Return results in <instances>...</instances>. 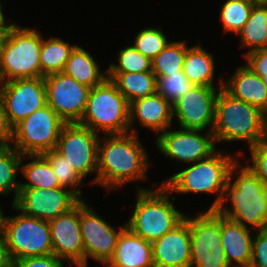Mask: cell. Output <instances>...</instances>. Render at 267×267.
<instances>
[{
    "label": "cell",
    "mask_w": 267,
    "mask_h": 267,
    "mask_svg": "<svg viewBox=\"0 0 267 267\" xmlns=\"http://www.w3.org/2000/svg\"><path fill=\"white\" fill-rule=\"evenodd\" d=\"M107 136L103 144L101 139L98 142L97 185L106 187L108 192L130 181L146 180L151 164L138 135L129 132Z\"/></svg>",
    "instance_id": "1"
},
{
    "label": "cell",
    "mask_w": 267,
    "mask_h": 267,
    "mask_svg": "<svg viewBox=\"0 0 267 267\" xmlns=\"http://www.w3.org/2000/svg\"><path fill=\"white\" fill-rule=\"evenodd\" d=\"M240 161L230 169L220 205L215 209L222 216L242 224L245 228L263 230L267 228V186L247 166ZM238 174L237 178L235 174ZM235 181H234V180ZM233 180V182H232ZM229 199V200H228ZM231 201L232 207L224 206Z\"/></svg>",
    "instance_id": "2"
},
{
    "label": "cell",
    "mask_w": 267,
    "mask_h": 267,
    "mask_svg": "<svg viewBox=\"0 0 267 267\" xmlns=\"http://www.w3.org/2000/svg\"><path fill=\"white\" fill-rule=\"evenodd\" d=\"M215 104L213 135L217 142L248 141L249 146L267 138V114L260 108L236 99L223 89V79Z\"/></svg>",
    "instance_id": "3"
},
{
    "label": "cell",
    "mask_w": 267,
    "mask_h": 267,
    "mask_svg": "<svg viewBox=\"0 0 267 267\" xmlns=\"http://www.w3.org/2000/svg\"><path fill=\"white\" fill-rule=\"evenodd\" d=\"M42 36L12 23L0 33V83L41 77Z\"/></svg>",
    "instance_id": "4"
},
{
    "label": "cell",
    "mask_w": 267,
    "mask_h": 267,
    "mask_svg": "<svg viewBox=\"0 0 267 267\" xmlns=\"http://www.w3.org/2000/svg\"><path fill=\"white\" fill-rule=\"evenodd\" d=\"M221 152L218 149L210 157L192 163L193 165L170 176L162 184L170 194L172 192L215 193L217 198L209 208V210H215L222 201L229 181L230 169L238 161L234 156Z\"/></svg>",
    "instance_id": "5"
},
{
    "label": "cell",
    "mask_w": 267,
    "mask_h": 267,
    "mask_svg": "<svg viewBox=\"0 0 267 267\" xmlns=\"http://www.w3.org/2000/svg\"><path fill=\"white\" fill-rule=\"evenodd\" d=\"M158 189L137 187V202L126 227L143 239L153 242L171 231L185 215L170 201V191L161 183Z\"/></svg>",
    "instance_id": "6"
},
{
    "label": "cell",
    "mask_w": 267,
    "mask_h": 267,
    "mask_svg": "<svg viewBox=\"0 0 267 267\" xmlns=\"http://www.w3.org/2000/svg\"><path fill=\"white\" fill-rule=\"evenodd\" d=\"M79 124L106 135L130 132V103L116 85L106 78L90 89L85 112ZM100 130V131H98Z\"/></svg>",
    "instance_id": "7"
},
{
    "label": "cell",
    "mask_w": 267,
    "mask_h": 267,
    "mask_svg": "<svg viewBox=\"0 0 267 267\" xmlns=\"http://www.w3.org/2000/svg\"><path fill=\"white\" fill-rule=\"evenodd\" d=\"M4 238L11 262L53 254L48 221L23 213L5 217Z\"/></svg>",
    "instance_id": "8"
},
{
    "label": "cell",
    "mask_w": 267,
    "mask_h": 267,
    "mask_svg": "<svg viewBox=\"0 0 267 267\" xmlns=\"http://www.w3.org/2000/svg\"><path fill=\"white\" fill-rule=\"evenodd\" d=\"M64 121L48 106L36 110L13 127L12 147L22 155L55 149Z\"/></svg>",
    "instance_id": "9"
},
{
    "label": "cell",
    "mask_w": 267,
    "mask_h": 267,
    "mask_svg": "<svg viewBox=\"0 0 267 267\" xmlns=\"http://www.w3.org/2000/svg\"><path fill=\"white\" fill-rule=\"evenodd\" d=\"M190 267H231L221 243V214L207 209L190 218Z\"/></svg>",
    "instance_id": "10"
},
{
    "label": "cell",
    "mask_w": 267,
    "mask_h": 267,
    "mask_svg": "<svg viewBox=\"0 0 267 267\" xmlns=\"http://www.w3.org/2000/svg\"><path fill=\"white\" fill-rule=\"evenodd\" d=\"M98 134L79 123H65L55 150L64 156L74 171L83 179L96 172L92 184H97Z\"/></svg>",
    "instance_id": "11"
},
{
    "label": "cell",
    "mask_w": 267,
    "mask_h": 267,
    "mask_svg": "<svg viewBox=\"0 0 267 267\" xmlns=\"http://www.w3.org/2000/svg\"><path fill=\"white\" fill-rule=\"evenodd\" d=\"M79 224L84 245V264L76 267H87L88 258H93L106 265L113 257L117 240L122 230H115L101 218L85 200L79 202Z\"/></svg>",
    "instance_id": "12"
},
{
    "label": "cell",
    "mask_w": 267,
    "mask_h": 267,
    "mask_svg": "<svg viewBox=\"0 0 267 267\" xmlns=\"http://www.w3.org/2000/svg\"><path fill=\"white\" fill-rule=\"evenodd\" d=\"M47 105L64 121L79 123L87 105L90 87L63 72L44 76Z\"/></svg>",
    "instance_id": "13"
},
{
    "label": "cell",
    "mask_w": 267,
    "mask_h": 267,
    "mask_svg": "<svg viewBox=\"0 0 267 267\" xmlns=\"http://www.w3.org/2000/svg\"><path fill=\"white\" fill-rule=\"evenodd\" d=\"M9 124L14 127L21 120L47 105L44 77L13 79L0 84Z\"/></svg>",
    "instance_id": "14"
},
{
    "label": "cell",
    "mask_w": 267,
    "mask_h": 267,
    "mask_svg": "<svg viewBox=\"0 0 267 267\" xmlns=\"http://www.w3.org/2000/svg\"><path fill=\"white\" fill-rule=\"evenodd\" d=\"M203 130L184 129L169 130L158 134L156 146L165 157L182 163H195L210 157L216 149L212 132L201 134Z\"/></svg>",
    "instance_id": "15"
},
{
    "label": "cell",
    "mask_w": 267,
    "mask_h": 267,
    "mask_svg": "<svg viewBox=\"0 0 267 267\" xmlns=\"http://www.w3.org/2000/svg\"><path fill=\"white\" fill-rule=\"evenodd\" d=\"M80 201L73 192L62 187L53 189L19 188L12 206L26 216L50 221L67 213Z\"/></svg>",
    "instance_id": "16"
},
{
    "label": "cell",
    "mask_w": 267,
    "mask_h": 267,
    "mask_svg": "<svg viewBox=\"0 0 267 267\" xmlns=\"http://www.w3.org/2000/svg\"><path fill=\"white\" fill-rule=\"evenodd\" d=\"M219 90L210 86H193L186 95L181 96L173 106L179 126L184 129L213 131L215 104ZM210 127V128H209Z\"/></svg>",
    "instance_id": "17"
},
{
    "label": "cell",
    "mask_w": 267,
    "mask_h": 267,
    "mask_svg": "<svg viewBox=\"0 0 267 267\" xmlns=\"http://www.w3.org/2000/svg\"><path fill=\"white\" fill-rule=\"evenodd\" d=\"M53 255L71 265L84 264V245L79 224V203L67 213L48 221Z\"/></svg>",
    "instance_id": "18"
},
{
    "label": "cell",
    "mask_w": 267,
    "mask_h": 267,
    "mask_svg": "<svg viewBox=\"0 0 267 267\" xmlns=\"http://www.w3.org/2000/svg\"><path fill=\"white\" fill-rule=\"evenodd\" d=\"M190 218H185L171 231L152 242L155 267H190Z\"/></svg>",
    "instance_id": "19"
},
{
    "label": "cell",
    "mask_w": 267,
    "mask_h": 267,
    "mask_svg": "<svg viewBox=\"0 0 267 267\" xmlns=\"http://www.w3.org/2000/svg\"><path fill=\"white\" fill-rule=\"evenodd\" d=\"M136 119L140 126L160 134L172 124L173 106L157 92L138 98L130 103V132L133 134L138 133L132 127Z\"/></svg>",
    "instance_id": "20"
},
{
    "label": "cell",
    "mask_w": 267,
    "mask_h": 267,
    "mask_svg": "<svg viewBox=\"0 0 267 267\" xmlns=\"http://www.w3.org/2000/svg\"><path fill=\"white\" fill-rule=\"evenodd\" d=\"M109 267H155L152 243L125 227L118 237Z\"/></svg>",
    "instance_id": "21"
},
{
    "label": "cell",
    "mask_w": 267,
    "mask_h": 267,
    "mask_svg": "<svg viewBox=\"0 0 267 267\" xmlns=\"http://www.w3.org/2000/svg\"><path fill=\"white\" fill-rule=\"evenodd\" d=\"M250 232L251 229L221 215V243L231 267L251 265L254 236Z\"/></svg>",
    "instance_id": "22"
},
{
    "label": "cell",
    "mask_w": 267,
    "mask_h": 267,
    "mask_svg": "<svg viewBox=\"0 0 267 267\" xmlns=\"http://www.w3.org/2000/svg\"><path fill=\"white\" fill-rule=\"evenodd\" d=\"M223 89L232 97L256 106L267 114V88L249 66L238 67L229 80L223 81Z\"/></svg>",
    "instance_id": "23"
},
{
    "label": "cell",
    "mask_w": 267,
    "mask_h": 267,
    "mask_svg": "<svg viewBox=\"0 0 267 267\" xmlns=\"http://www.w3.org/2000/svg\"><path fill=\"white\" fill-rule=\"evenodd\" d=\"M62 72L90 88L100 85L107 78V73H101L97 62L78 45L71 51Z\"/></svg>",
    "instance_id": "24"
},
{
    "label": "cell",
    "mask_w": 267,
    "mask_h": 267,
    "mask_svg": "<svg viewBox=\"0 0 267 267\" xmlns=\"http://www.w3.org/2000/svg\"><path fill=\"white\" fill-rule=\"evenodd\" d=\"M107 78L129 103L157 92V78L152 71L107 73Z\"/></svg>",
    "instance_id": "25"
},
{
    "label": "cell",
    "mask_w": 267,
    "mask_h": 267,
    "mask_svg": "<svg viewBox=\"0 0 267 267\" xmlns=\"http://www.w3.org/2000/svg\"><path fill=\"white\" fill-rule=\"evenodd\" d=\"M214 57L198 44L188 47L183 61V73L195 86L215 87L214 77Z\"/></svg>",
    "instance_id": "26"
},
{
    "label": "cell",
    "mask_w": 267,
    "mask_h": 267,
    "mask_svg": "<svg viewBox=\"0 0 267 267\" xmlns=\"http://www.w3.org/2000/svg\"><path fill=\"white\" fill-rule=\"evenodd\" d=\"M237 35H240L241 47L249 48L244 57L267 48V2H257L253 6L249 19Z\"/></svg>",
    "instance_id": "27"
},
{
    "label": "cell",
    "mask_w": 267,
    "mask_h": 267,
    "mask_svg": "<svg viewBox=\"0 0 267 267\" xmlns=\"http://www.w3.org/2000/svg\"><path fill=\"white\" fill-rule=\"evenodd\" d=\"M23 158H29L32 161L22 165L24 162ZM20 170L24 174V177H26L28 183L20 182L19 188L53 189L60 187L49 161L42 154L22 155Z\"/></svg>",
    "instance_id": "28"
},
{
    "label": "cell",
    "mask_w": 267,
    "mask_h": 267,
    "mask_svg": "<svg viewBox=\"0 0 267 267\" xmlns=\"http://www.w3.org/2000/svg\"><path fill=\"white\" fill-rule=\"evenodd\" d=\"M75 46H71L58 37L45 40L42 38L40 52L41 77L62 72Z\"/></svg>",
    "instance_id": "29"
},
{
    "label": "cell",
    "mask_w": 267,
    "mask_h": 267,
    "mask_svg": "<svg viewBox=\"0 0 267 267\" xmlns=\"http://www.w3.org/2000/svg\"><path fill=\"white\" fill-rule=\"evenodd\" d=\"M22 154L12 145L0 146V194L7 195L14 191V204L19 192L20 182L16 177L20 168Z\"/></svg>",
    "instance_id": "30"
},
{
    "label": "cell",
    "mask_w": 267,
    "mask_h": 267,
    "mask_svg": "<svg viewBox=\"0 0 267 267\" xmlns=\"http://www.w3.org/2000/svg\"><path fill=\"white\" fill-rule=\"evenodd\" d=\"M187 48L185 41L169 42V44L152 59L153 74L156 77H165L182 71Z\"/></svg>",
    "instance_id": "31"
},
{
    "label": "cell",
    "mask_w": 267,
    "mask_h": 267,
    "mask_svg": "<svg viewBox=\"0 0 267 267\" xmlns=\"http://www.w3.org/2000/svg\"><path fill=\"white\" fill-rule=\"evenodd\" d=\"M256 3L254 0L225 1L220 11L224 32L237 34L249 19L251 10Z\"/></svg>",
    "instance_id": "32"
},
{
    "label": "cell",
    "mask_w": 267,
    "mask_h": 267,
    "mask_svg": "<svg viewBox=\"0 0 267 267\" xmlns=\"http://www.w3.org/2000/svg\"><path fill=\"white\" fill-rule=\"evenodd\" d=\"M50 163L58 181L60 187L73 192L80 200H85L81 198L82 191L76 189L84 181L68 163V161L59 154L55 149L45 152L42 154ZM72 187V188H71Z\"/></svg>",
    "instance_id": "33"
},
{
    "label": "cell",
    "mask_w": 267,
    "mask_h": 267,
    "mask_svg": "<svg viewBox=\"0 0 267 267\" xmlns=\"http://www.w3.org/2000/svg\"><path fill=\"white\" fill-rule=\"evenodd\" d=\"M118 65L111 63L106 73H128L152 71V60L140 53L133 45L120 50Z\"/></svg>",
    "instance_id": "34"
},
{
    "label": "cell",
    "mask_w": 267,
    "mask_h": 267,
    "mask_svg": "<svg viewBox=\"0 0 267 267\" xmlns=\"http://www.w3.org/2000/svg\"><path fill=\"white\" fill-rule=\"evenodd\" d=\"M157 78V93L172 105L183 95H186L193 84L183 73L178 71L165 77Z\"/></svg>",
    "instance_id": "35"
},
{
    "label": "cell",
    "mask_w": 267,
    "mask_h": 267,
    "mask_svg": "<svg viewBox=\"0 0 267 267\" xmlns=\"http://www.w3.org/2000/svg\"><path fill=\"white\" fill-rule=\"evenodd\" d=\"M168 41L159 27H149L137 33L133 46L152 60L169 44Z\"/></svg>",
    "instance_id": "36"
},
{
    "label": "cell",
    "mask_w": 267,
    "mask_h": 267,
    "mask_svg": "<svg viewBox=\"0 0 267 267\" xmlns=\"http://www.w3.org/2000/svg\"><path fill=\"white\" fill-rule=\"evenodd\" d=\"M249 150L251 158L247 161H251L253 165L247 166L267 186V138L249 147Z\"/></svg>",
    "instance_id": "37"
},
{
    "label": "cell",
    "mask_w": 267,
    "mask_h": 267,
    "mask_svg": "<svg viewBox=\"0 0 267 267\" xmlns=\"http://www.w3.org/2000/svg\"><path fill=\"white\" fill-rule=\"evenodd\" d=\"M253 238L252 262L253 267H267V228L257 231Z\"/></svg>",
    "instance_id": "38"
},
{
    "label": "cell",
    "mask_w": 267,
    "mask_h": 267,
    "mask_svg": "<svg viewBox=\"0 0 267 267\" xmlns=\"http://www.w3.org/2000/svg\"><path fill=\"white\" fill-rule=\"evenodd\" d=\"M64 261L55 255L28 257L12 261L11 267H63Z\"/></svg>",
    "instance_id": "39"
},
{
    "label": "cell",
    "mask_w": 267,
    "mask_h": 267,
    "mask_svg": "<svg viewBox=\"0 0 267 267\" xmlns=\"http://www.w3.org/2000/svg\"><path fill=\"white\" fill-rule=\"evenodd\" d=\"M246 64L258 76L262 77L267 74V48L257 50L247 54Z\"/></svg>",
    "instance_id": "40"
},
{
    "label": "cell",
    "mask_w": 267,
    "mask_h": 267,
    "mask_svg": "<svg viewBox=\"0 0 267 267\" xmlns=\"http://www.w3.org/2000/svg\"><path fill=\"white\" fill-rule=\"evenodd\" d=\"M13 138V127L9 124L3 100L0 96V146H9Z\"/></svg>",
    "instance_id": "41"
},
{
    "label": "cell",
    "mask_w": 267,
    "mask_h": 267,
    "mask_svg": "<svg viewBox=\"0 0 267 267\" xmlns=\"http://www.w3.org/2000/svg\"><path fill=\"white\" fill-rule=\"evenodd\" d=\"M12 262L8 255L4 235L0 236V267H11Z\"/></svg>",
    "instance_id": "42"
},
{
    "label": "cell",
    "mask_w": 267,
    "mask_h": 267,
    "mask_svg": "<svg viewBox=\"0 0 267 267\" xmlns=\"http://www.w3.org/2000/svg\"><path fill=\"white\" fill-rule=\"evenodd\" d=\"M2 3H0V30L3 31L6 27L12 25V24H6L5 16L2 11Z\"/></svg>",
    "instance_id": "43"
},
{
    "label": "cell",
    "mask_w": 267,
    "mask_h": 267,
    "mask_svg": "<svg viewBox=\"0 0 267 267\" xmlns=\"http://www.w3.org/2000/svg\"><path fill=\"white\" fill-rule=\"evenodd\" d=\"M4 221H5V216L3 215V211L0 208V236H3L4 233Z\"/></svg>",
    "instance_id": "44"
},
{
    "label": "cell",
    "mask_w": 267,
    "mask_h": 267,
    "mask_svg": "<svg viewBox=\"0 0 267 267\" xmlns=\"http://www.w3.org/2000/svg\"><path fill=\"white\" fill-rule=\"evenodd\" d=\"M262 81H263V84L266 86L267 88V74L265 76H262L261 77Z\"/></svg>",
    "instance_id": "45"
},
{
    "label": "cell",
    "mask_w": 267,
    "mask_h": 267,
    "mask_svg": "<svg viewBox=\"0 0 267 267\" xmlns=\"http://www.w3.org/2000/svg\"><path fill=\"white\" fill-rule=\"evenodd\" d=\"M255 2H267V0H254Z\"/></svg>",
    "instance_id": "46"
}]
</instances>
